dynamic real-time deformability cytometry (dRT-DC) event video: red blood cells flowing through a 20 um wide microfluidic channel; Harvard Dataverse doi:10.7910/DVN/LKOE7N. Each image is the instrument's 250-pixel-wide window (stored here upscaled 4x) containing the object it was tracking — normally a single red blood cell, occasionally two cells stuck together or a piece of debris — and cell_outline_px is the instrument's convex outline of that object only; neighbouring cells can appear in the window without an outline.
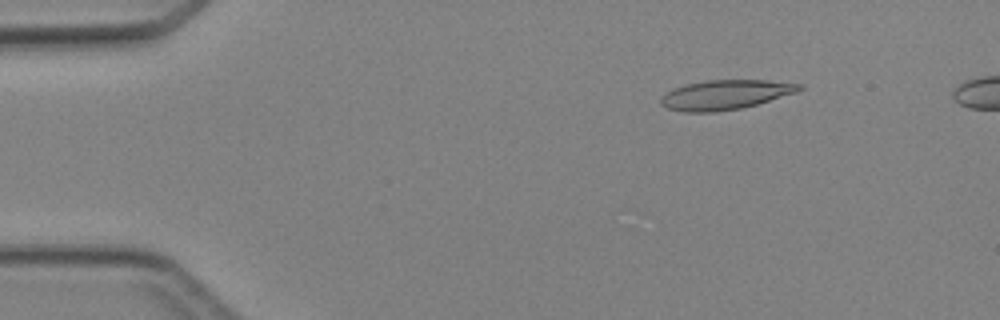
{"species": "Egyptian fruit bat (a non-hibernating species)", "species_latin": "Rousettus aegyptiacus", "temperature_condition": "cold", "stored_images_in_passage": 5, "camera_frame_rate_fps": 3000, "um_per_image_px": 0.085, "animal": {"sex": "female"}, "frame": {"image": 1, "passage_image": 2, "time_ms": 1.0, "image_size_px": [1000, 320], "cell_outline_px": [[804, 88], [796, 92], [756, 104], [740, 108], [712, 112], [684, 112], [668, 108], [660, 104], [660, 100], [668, 92], [684, 84], [708, 80], [768, 80], [804, 84]], "centroid_in_image_um": [61.67, 8.04], "position_along_channel_um": 23.3, "area_um2": 23.58}}
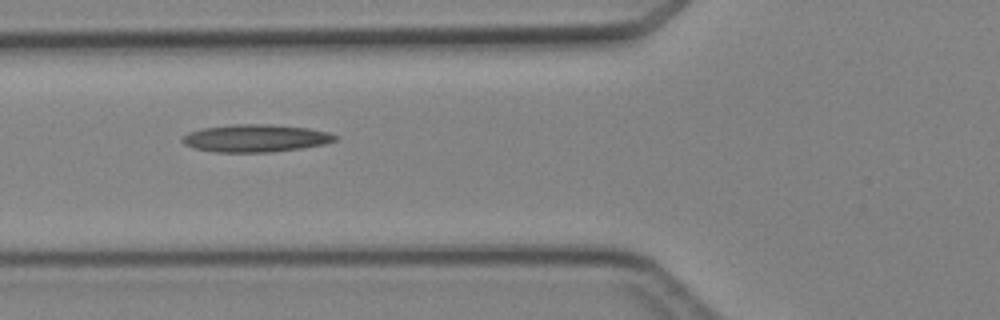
{"frame": {"image": 2, "passage_image": 5, "time_ms": 4.667, "image_size_px": [1000, 320], "cell_outline_px": [[340, 136], [336, 140], [324, 144], [300, 148], [272, 152], [212, 152], [192, 148], [184, 144], [180, 140], [188, 132], [204, 128], [232, 124], [272, 124], [308, 128], [328, 132]], "centroid_in_image_um": [21.71, 11.75], "position_along_channel_um": 104.1, "area_um2": 24.68}}